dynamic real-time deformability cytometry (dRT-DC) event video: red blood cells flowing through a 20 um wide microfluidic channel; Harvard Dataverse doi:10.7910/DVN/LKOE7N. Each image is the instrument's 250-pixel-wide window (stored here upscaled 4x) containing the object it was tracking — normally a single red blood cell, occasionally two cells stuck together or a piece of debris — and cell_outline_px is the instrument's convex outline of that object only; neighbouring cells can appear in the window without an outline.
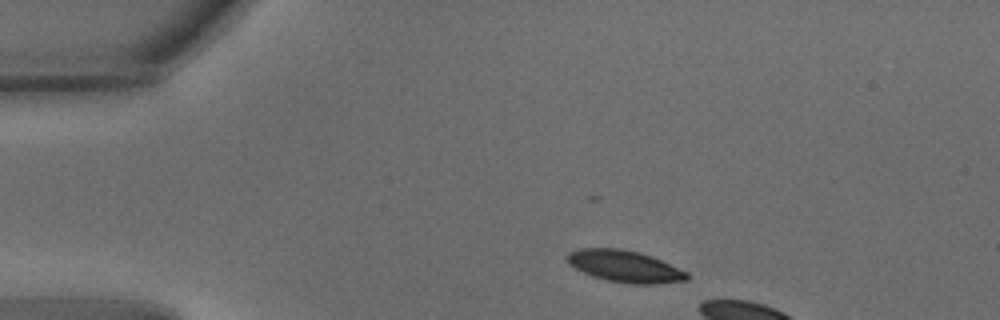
{"species": "common noctule bat (a hibernating species)", "species_latin": "Nyctalus noctula", "temperature_condition": "warm", "stored_images_in_passage": 6, "camera_frame_rate_fps": 3000, "um_per_image_px": 0.085, "animal": {"sex": "male", "body_mass_g": 15.6}, "frame": {"image": 1, "passage_image": 1, "time_ms": 0.0, "image_size_px": [1000, 320], "cell_outline_px": [[688, 280], [656, 284], [632, 284], [608, 280], [592, 276], [568, 264], [568, 252], [580, 248], [620, 248], [640, 252], [652, 256], [688, 272]], "centroid_in_image_um": [53.12, 22.63], "position_along_channel_um": 31.9, "area_um2": 22.14}}